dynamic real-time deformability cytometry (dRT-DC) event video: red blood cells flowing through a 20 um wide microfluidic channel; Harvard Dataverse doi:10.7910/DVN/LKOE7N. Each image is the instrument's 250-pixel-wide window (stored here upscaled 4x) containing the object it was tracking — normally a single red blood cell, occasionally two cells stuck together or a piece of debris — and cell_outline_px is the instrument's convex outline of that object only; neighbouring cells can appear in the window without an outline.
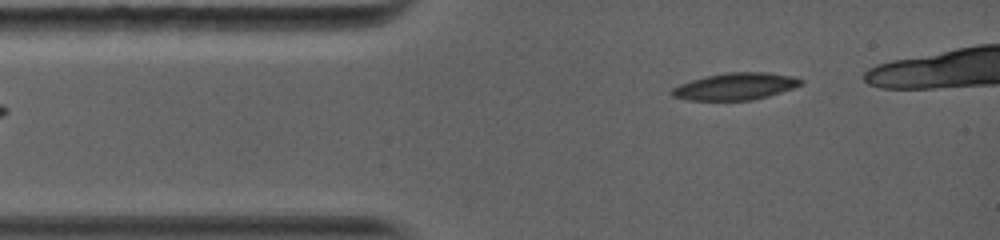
{"species": "common noctule bat (a hibernating species)", "species_latin": "Nyctalus noctula", "temperature_condition": "warm", "stored_images_in_passage": 16, "camera_frame_rate_fps": 5000, "um_per_image_px": 0.085, "animal": {"sex": "female", "body_mass_g": 19.0, "forearm_length_mm": 56.7}, "frame": {"image": 1, "passage_image": 1, "time_ms": 0.0, "image_size_px": [1000, 240], "cell_outline_px": [[804, 84], [768, 96], [752, 100], [688, 100], [672, 96], [668, 92], [672, 88], [680, 84], [704, 76], [728, 72], [768, 72], [792, 76], [804, 80]], "centroid_in_image_um": [62.5, 7.34], "position_along_channel_um": 22.5, "area_um2": 20.35}}
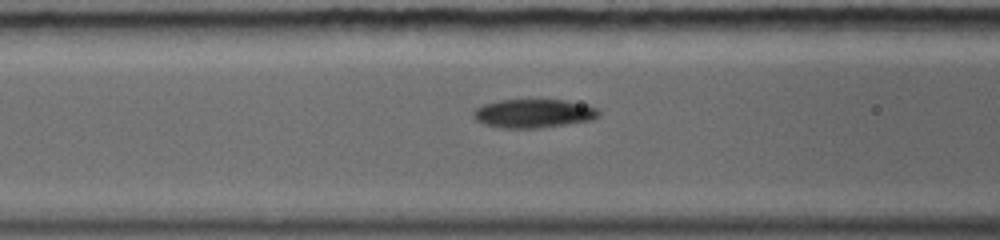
{"frame": {"image": 2, "passage_image": 9, "time_ms": 3.2, "image_size_px": [1000, 240], "cell_outline_px": [[600, 116], [592, 120], [540, 128], [500, 128], [484, 124], [476, 120], [472, 116], [472, 112], [476, 108], [484, 104], [500, 100], [564, 100], [596, 108], [600, 112]], "centroid_in_image_um": [45.32, 9.65], "position_along_channel_um": 121.3, "area_um2": 20.87}}
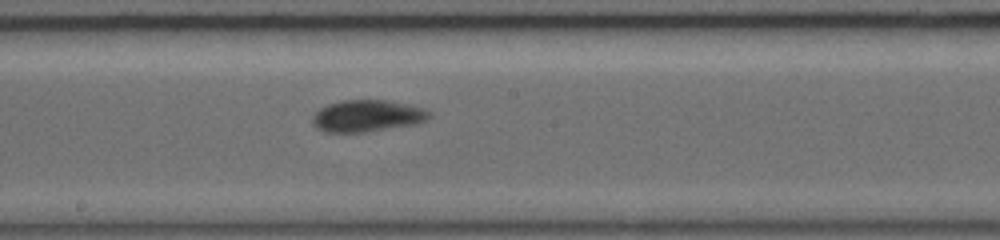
{"frame": {"image": 3, "passage_image": 15, "time_ms": 5.6, "image_size_px": [1000, 240], "cell_outline_px": [[432, 116], [428, 120], [416, 124], [364, 132], [324, 132], [316, 128], [312, 124], [312, 116], [320, 108], [328, 104], [344, 100], [384, 100], [408, 104], [424, 108], [432, 112]], "centroid_in_image_um": [31.23, 9.85], "position_along_channel_um": 217.0, "area_um2": 21.79}}